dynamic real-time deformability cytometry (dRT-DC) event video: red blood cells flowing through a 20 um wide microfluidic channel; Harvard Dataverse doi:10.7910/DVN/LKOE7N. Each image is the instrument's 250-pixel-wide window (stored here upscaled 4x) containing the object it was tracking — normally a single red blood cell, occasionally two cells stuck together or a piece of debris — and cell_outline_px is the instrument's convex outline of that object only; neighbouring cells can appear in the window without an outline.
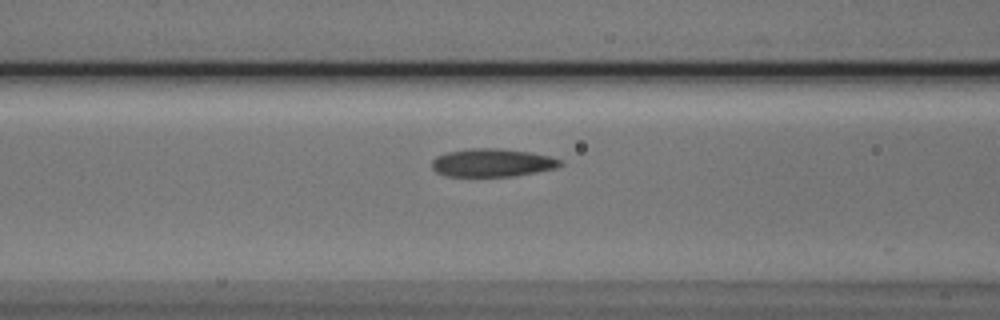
{"species": "Egyptian fruit bat (a non-hibernating species)", "species_latin": "Rousettus aegyptiacus", "temperature_condition": "cold", "stored_images_in_passage": 40, "camera_frame_rate_fps": 3000, "um_per_image_px": 0.085, "animal": {"sex": "male"}, "frame": {"image": 1, "passage_image": 11, "time_ms": 3.333, "image_size_px": [1000, 320], "cell_outline_px": [[564, 164], [556, 168], [536, 172], [512, 176], [444, 176], [436, 172], [432, 168], [432, 160], [436, 156], [448, 152], [472, 148], [496, 148], [528, 152], [552, 156], [560, 160]], "centroid_in_image_um": [41.84, 13.83], "position_along_channel_um": 124.8, "area_um2": 20.98}}
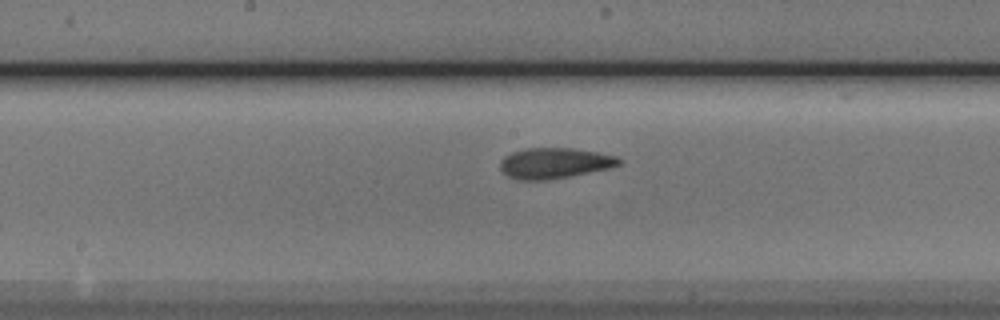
{"frame": {"image": 2, "passage_image": 17, "time_ms": 5.333, "image_size_px": [1000, 320], "cell_outline_px": [[624, 160], [620, 164], [612, 168], [568, 176], [544, 180], [520, 180], [508, 176], [500, 168], [500, 160], [504, 156], [512, 152], [524, 148], [572, 148], [596, 152], [616, 156]], "centroid_in_image_um": [47.14, 13.86], "position_along_channel_um": 201.1, "area_um2": 21.21}}
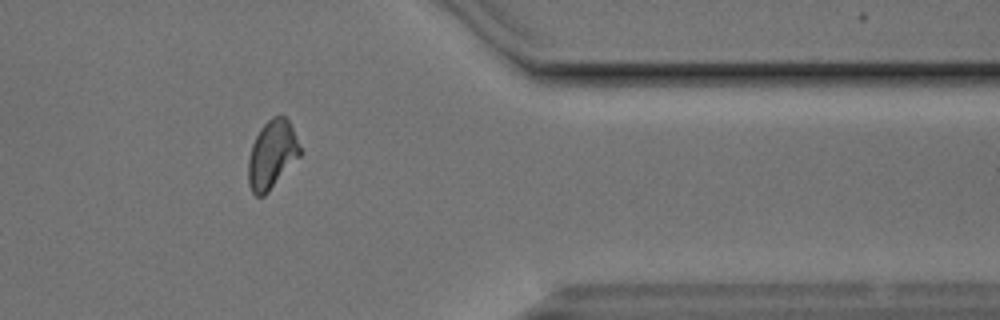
{"frame": {"image": 3, "passage_image": 33, "time_ms": 10.667, "image_size_px": [1000, 320], "cell_outline_px": [[300, 156], [268, 192], [264, 196], [256, 196], [252, 192], [248, 184], [248, 160], [252, 144], [260, 128], [272, 116], [284, 116], [288, 120], [292, 128], [300, 148]], "centroid_in_image_um": [23.09, 13.15], "position_along_channel_um": 388.3, "area_um2": 20.35}}